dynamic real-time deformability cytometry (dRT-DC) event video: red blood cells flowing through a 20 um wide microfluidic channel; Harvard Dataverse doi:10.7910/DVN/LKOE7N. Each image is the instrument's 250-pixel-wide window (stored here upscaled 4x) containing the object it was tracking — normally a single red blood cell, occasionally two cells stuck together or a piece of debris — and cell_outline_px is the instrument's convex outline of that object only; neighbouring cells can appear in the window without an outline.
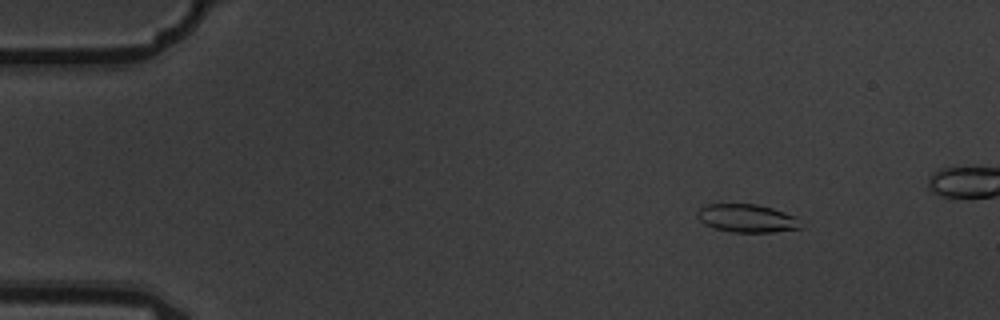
{"species": "common noctule bat (a hibernating species)", "species_latin": "Nyctalus noctula", "temperature_condition": "warm", "stored_images_in_passage": 7, "camera_frame_rate_fps": 3000, "um_per_image_px": 0.085, "animal": {"sex": "male", "body_mass_g": 19.5, "forearm_length_mm": 54.6}, "frame": {"image": 1, "passage_image": 2, "time_ms": 0.333, "image_size_px": [1000, 320], "cell_outline_px": [[800, 228], [772, 232], [732, 232], [716, 228], [704, 224], [696, 216], [696, 212], [700, 208], [708, 204], [756, 204], [772, 208], [784, 212], [792, 216]], "centroid_in_image_um": [63.39, 18.54], "position_along_channel_um": 21.6, "area_um2": 16.53}}
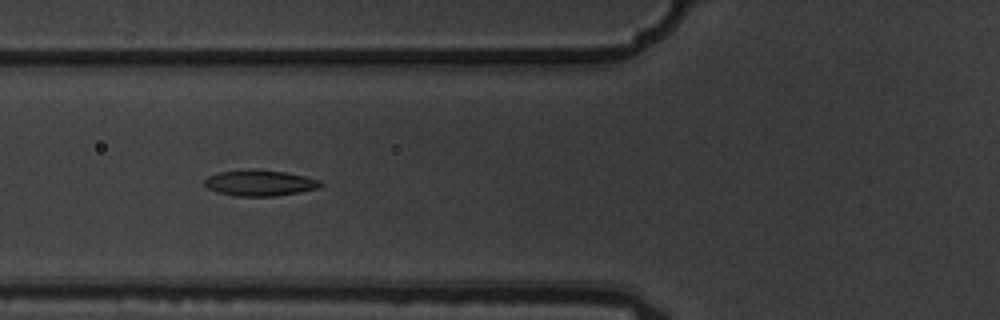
{"frame": {"image": 2, "passage_image": 6, "time_ms": 1.667, "image_size_px": [1000, 320], "cell_outline_px": [[324, 184], [316, 188], [296, 192], [272, 196], [236, 196], [216, 192], [208, 188], [204, 184], [204, 180], [208, 176], [220, 172], [252, 168], [284, 172], [304, 176], [320, 180]], "centroid_in_image_um": [22.03, 15.54], "position_along_channel_um": 103.8, "area_um2": 17.4}}
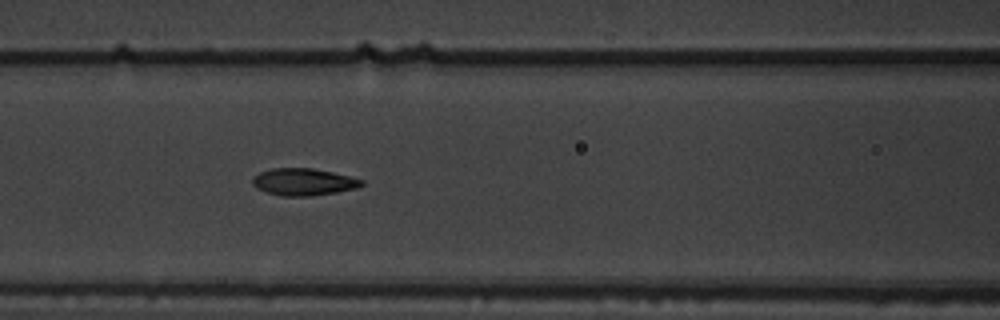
{"frame": {"image": 3, "passage_image": 7, "time_ms": 2.0, "image_size_px": [1000, 320], "cell_outline_px": [[364, 184], [360, 188], [312, 196], [280, 196], [264, 192], [256, 188], [252, 184], [252, 180], [260, 172], [272, 168], [312, 168], [332, 172], [364, 180]], "centroid_in_image_um": [25.81, 15.47], "position_along_channel_um": 140.8, "area_um2": 17.34}}